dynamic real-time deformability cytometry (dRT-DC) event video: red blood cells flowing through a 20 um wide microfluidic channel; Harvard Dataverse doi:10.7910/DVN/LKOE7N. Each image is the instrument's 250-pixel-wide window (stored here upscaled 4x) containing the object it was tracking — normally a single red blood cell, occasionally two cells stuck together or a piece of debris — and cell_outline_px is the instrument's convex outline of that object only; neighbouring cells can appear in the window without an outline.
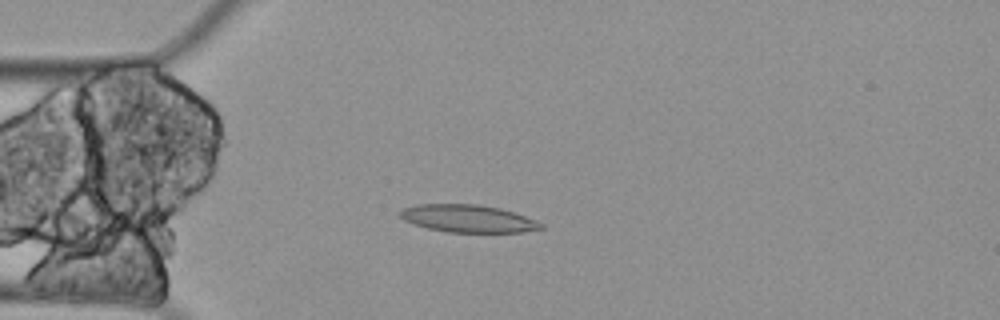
{"species": "Egyptian fruit bat (a non-hibernating species)", "species_latin": "Rousettus aegyptiacus", "temperature_condition": "cold", "stored_images_in_passage": 6, "camera_frame_rate_fps": 3000, "um_per_image_px": 0.085, "animal": {"sex": "female"}, "frame": {"image": 1, "passage_image": 4, "time_ms": 1.0, "image_size_px": [1000, 320], "cell_outline_px": [[544, 228], [524, 232], [448, 232], [428, 228], [404, 220], [400, 216], [400, 212], [404, 208], [416, 204], [476, 204], [500, 208], [536, 220], [544, 224]], "centroid_in_image_um": [39.81, 18.58], "position_along_channel_um": 45.2, "area_um2": 22.43}}
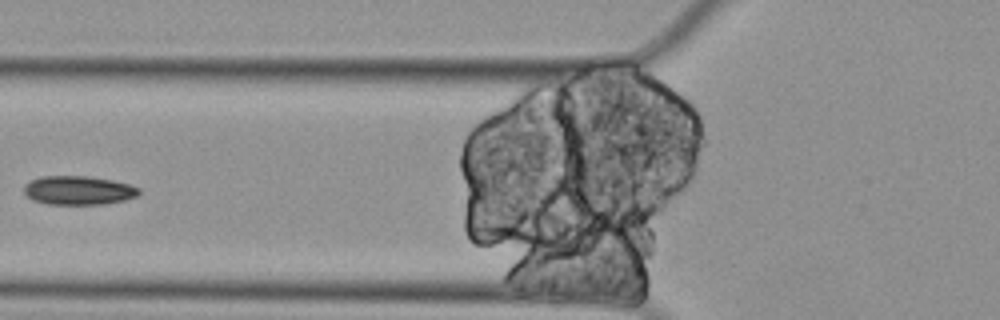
{"frame": {"image": 2, "passage_image": 6, "time_ms": 1.667, "image_size_px": [1000, 320], "cell_outline_px": [[140, 192], [136, 196], [124, 200], [104, 204], [48, 204], [32, 200], [24, 192], [24, 184], [40, 176], [88, 176], [112, 180], [132, 184], [140, 188]], "centroid_in_image_um": [6.68, 16.17], "position_along_channel_um": 119.1, "area_um2": 19.42}}